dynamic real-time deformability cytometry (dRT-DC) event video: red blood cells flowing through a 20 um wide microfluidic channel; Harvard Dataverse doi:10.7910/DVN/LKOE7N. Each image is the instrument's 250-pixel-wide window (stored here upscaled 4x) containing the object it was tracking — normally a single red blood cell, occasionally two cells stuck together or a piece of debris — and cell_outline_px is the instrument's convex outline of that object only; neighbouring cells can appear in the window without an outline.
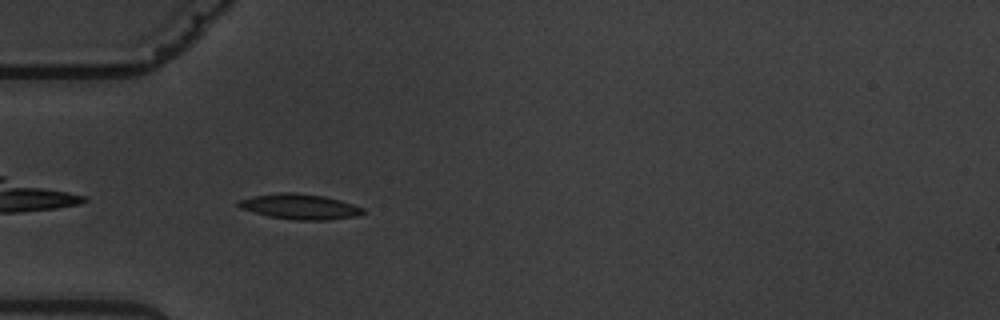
{"species": "common noctule bat (a hibernating species)", "species_latin": "Nyctalus noctula", "temperature_condition": "warm", "stored_images_in_passage": 3, "camera_frame_rate_fps": 3000, "um_per_image_px": 0.085, "animal": {"sex": "male", "body_mass_g": 19.5, "forearm_length_mm": 54.6}, "frame": {"image": 1, "passage_image": 1, "time_ms": 0.0, "image_size_px": [1000, 320], "cell_outline_px": [[364, 212], [356, 216], [328, 220], [296, 220], [268, 216], [240, 208], [236, 204], [236, 200], [252, 196], [280, 192], [296, 192], [324, 196], [340, 200], [364, 208]], "centroid_in_image_um": [25.44, 17.55], "position_along_channel_um": 59.6, "area_um2": 18.44}}
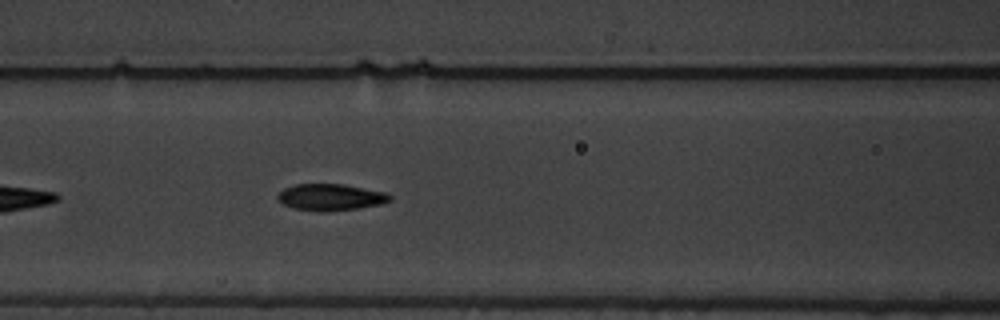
{"frame": {"image": 2, "passage_image": 3, "time_ms": 2.333, "image_size_px": [1000, 320], "cell_outline_px": [[392, 200], [380, 204], [360, 208], [328, 212], [320, 212], [296, 208], [284, 204], [276, 196], [284, 188], [296, 184], [344, 184], [384, 192], [392, 196]], "centroid_in_image_um": [28.13, 16.76], "position_along_channel_um": 138.5, "area_um2": 17.34}}